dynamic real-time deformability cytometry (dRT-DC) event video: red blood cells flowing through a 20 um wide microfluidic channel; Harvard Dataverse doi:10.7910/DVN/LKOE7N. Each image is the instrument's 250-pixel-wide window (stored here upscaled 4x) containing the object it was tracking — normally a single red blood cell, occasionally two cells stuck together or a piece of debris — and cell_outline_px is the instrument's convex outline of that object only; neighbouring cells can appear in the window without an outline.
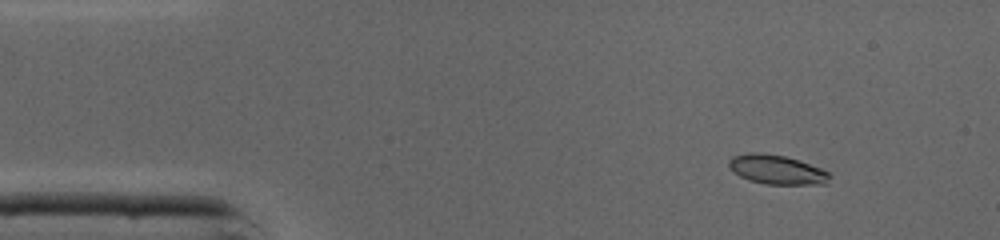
{"species": "common noctule bat (a hibernating species)", "species_latin": "Nyctalus noctula", "temperature_condition": "cold", "stored_images_in_passage": 45, "camera_frame_rate_fps": 3000, "um_per_image_px": 0.085, "animal": {"sex": "male", "body_mass_g": 19.0, "forearm_length_mm": 50.8}, "frame": {"image": 1, "passage_image": 4, "time_ms": 1.0, "image_size_px": [1000, 240], "cell_outline_px": [[832, 176], [828, 184], [764, 184], [748, 180], [740, 176], [728, 168], [728, 160], [732, 156], [748, 152], [760, 152], [784, 156], [800, 160], [820, 168], [828, 172]], "centroid_in_image_um": [66.01, 14.41], "position_along_channel_um": 19.0, "area_um2": 17.46}}
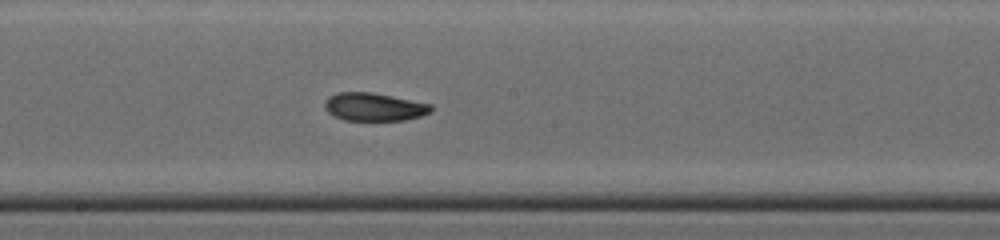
{"frame": {"image": 2, "passage_image": 23, "time_ms": 7.333, "image_size_px": [1000, 240], "cell_outline_px": [[432, 112], [420, 116], [404, 120], [344, 120], [328, 112], [324, 108], [324, 100], [328, 96], [340, 92], [372, 92], [432, 104]], "centroid_in_image_um": [31.79, 9.08], "position_along_channel_um": 216.4, "area_um2": 17.4}}
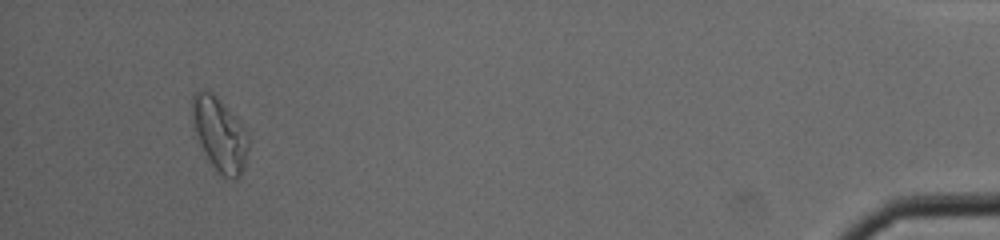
{"frame": {"image": 3, "passage_image": 42, "time_ms": 13.667, "image_size_px": [1000, 240], "cell_outline_px": [[248, 148], [244, 168], [240, 176], [236, 180], [232, 180], [224, 176], [212, 164], [196, 132], [192, 116], [192, 96], [196, 92], [212, 92], [240, 120], [248, 136]], "centroid_in_image_um": [18.72, 11.41], "position_along_channel_um": 416.5, "area_um2": 23.41}, "authors_computed_cell_mechanics": {"area_um2": 17.6868, "velocity_mm_per_s": 4.3535, "shape_relaxation_time_tau1_ms": 4.7228, "shape_relaxation_time_tau2_ms": 2.4615, "deformation_change_tau1": 0.1518, "deformation_change_tau2": 0.074}}